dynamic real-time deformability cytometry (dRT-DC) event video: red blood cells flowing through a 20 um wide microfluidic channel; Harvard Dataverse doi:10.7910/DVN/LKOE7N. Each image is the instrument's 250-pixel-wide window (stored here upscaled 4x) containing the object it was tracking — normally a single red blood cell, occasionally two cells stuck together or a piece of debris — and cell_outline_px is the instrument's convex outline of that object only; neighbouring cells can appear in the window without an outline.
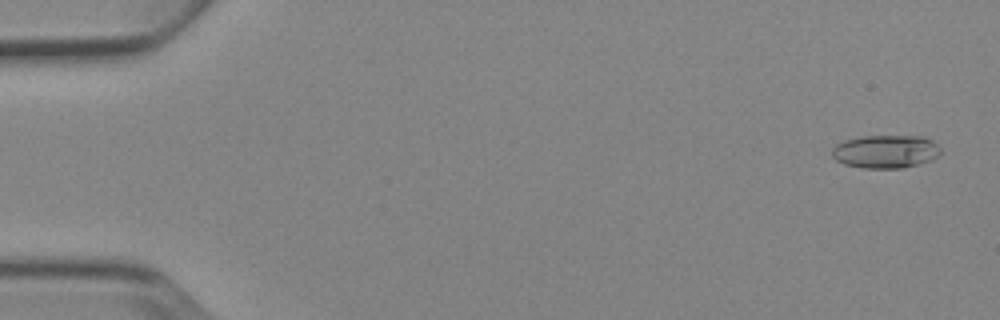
{"species": "Egyptian fruit bat (a non-hibernating species)", "species_latin": "Rousettus aegyptiacus", "temperature_condition": "cold", "stored_images_in_passage": 6, "camera_frame_rate_fps": 3000, "um_per_image_px": 0.085, "animal": {"sex": "female"}, "frame": {"image": 1, "passage_image": 1, "time_ms": 0.0, "image_size_px": [1000, 320], "cell_outline_px": [[940, 156], [932, 160], [920, 164], [904, 168], [864, 168], [844, 164], [836, 160], [832, 156], [832, 148], [836, 144], [844, 140], [860, 136], [924, 136], [932, 140], [940, 148]], "centroid_in_image_um": [75.29, 12.88], "position_along_channel_um": 9.7, "area_um2": 21.27}}